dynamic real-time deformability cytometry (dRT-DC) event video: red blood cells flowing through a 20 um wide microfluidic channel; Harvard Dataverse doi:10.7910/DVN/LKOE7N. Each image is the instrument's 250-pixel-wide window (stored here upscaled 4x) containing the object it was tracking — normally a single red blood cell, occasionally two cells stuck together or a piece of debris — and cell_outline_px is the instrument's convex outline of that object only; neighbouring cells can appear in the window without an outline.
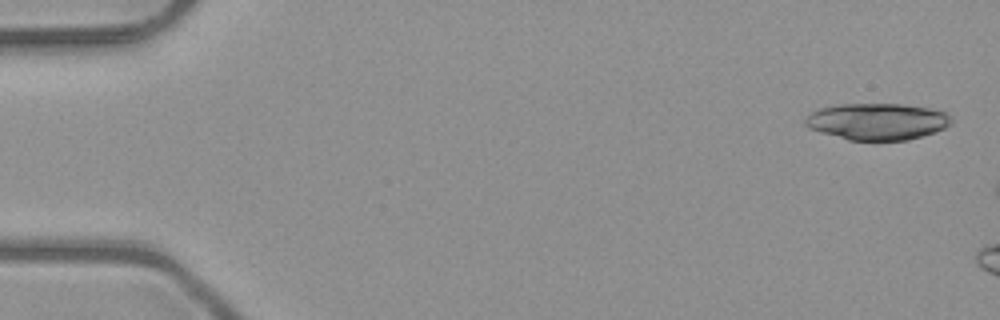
{"species": "common noctule bat (a hibernating species)", "species_latin": "Nyctalus noctula", "temperature_condition": "room temperature", "stored_images_in_passage": 3, "camera_frame_rate_fps": 3000, "um_per_image_px": 0.085, "animal": {"sex": "male", "body_mass_g": 23.1, "forearm_length_mm": 52.7}, "frame": {"image": 1, "passage_image": 1, "time_ms": 0.0, "image_size_px": [1000, 320], "cell_outline_px": [[952, 124], [936, 132], [908, 140], [848, 140], [820, 132], [808, 128], [804, 124], [804, 120], [812, 112], [820, 108], [840, 104], [904, 104], [928, 108], [948, 112], [952, 120]], "centroid_in_image_um": [74.59, 10.33], "position_along_channel_um": 10.4, "area_um2": 31.33}}